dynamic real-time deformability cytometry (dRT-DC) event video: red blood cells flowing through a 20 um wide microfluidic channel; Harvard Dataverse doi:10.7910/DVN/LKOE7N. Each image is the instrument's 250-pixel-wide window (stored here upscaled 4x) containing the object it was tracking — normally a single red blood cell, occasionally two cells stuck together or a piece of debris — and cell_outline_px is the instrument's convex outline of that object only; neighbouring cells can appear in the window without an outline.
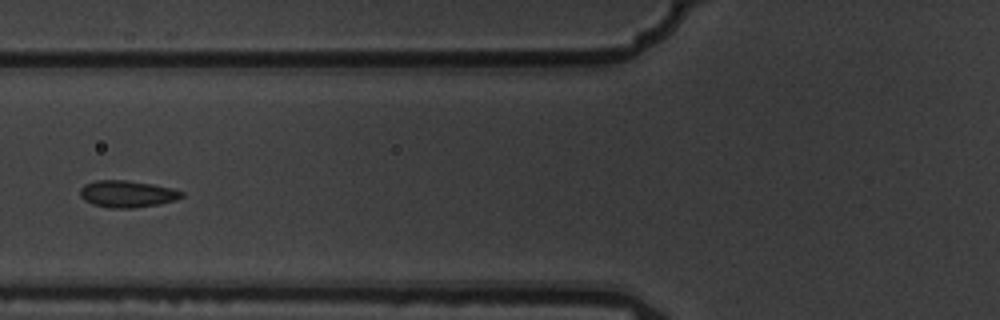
{"species": "common noctule bat (a hibernating species)", "species_latin": "Nyctalus noctula", "temperature_condition": "warm", "stored_images_in_passage": 8, "camera_frame_rate_fps": 3000, "um_per_image_px": 0.085, "animal": {"sex": "male", "body_mass_g": 19.5, "forearm_length_mm": 54.6}, "frame": {"image": 1, "passage_image": 5, "time_ms": 1.333, "image_size_px": [1000, 320], "cell_outline_px": [[184, 196], [176, 200], [160, 204], [132, 208], [108, 208], [92, 204], [84, 200], [80, 196], [80, 188], [84, 184], [96, 180], [128, 180], [152, 184], [172, 188], [184, 192]], "centroid_in_image_um": [10.81, 16.48], "position_along_channel_um": 115.0, "area_um2": 16.07}}
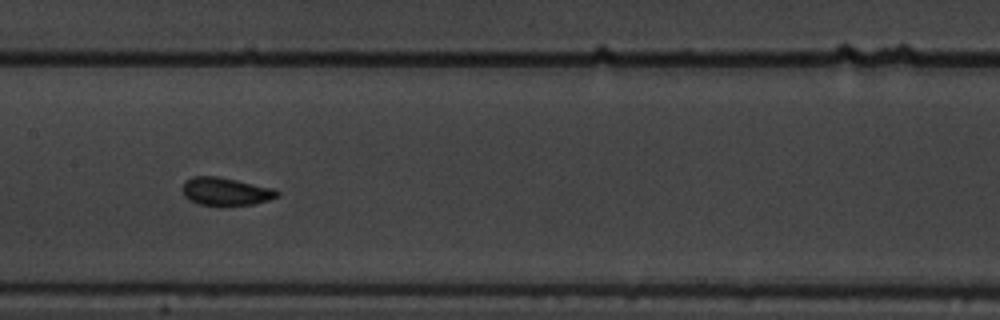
{"frame": {"image": 2, "passage_image": 7, "time_ms": 2.0, "image_size_px": [1000, 320], "cell_outline_px": [[280, 196], [256, 204], [228, 208], [216, 208], [200, 204], [188, 200], [184, 196], [180, 188], [184, 180], [192, 176], [216, 176], [276, 188], [280, 192]], "centroid_in_image_um": [19.17, 16.32], "position_along_channel_um": 188.2, "area_um2": 16.47}}
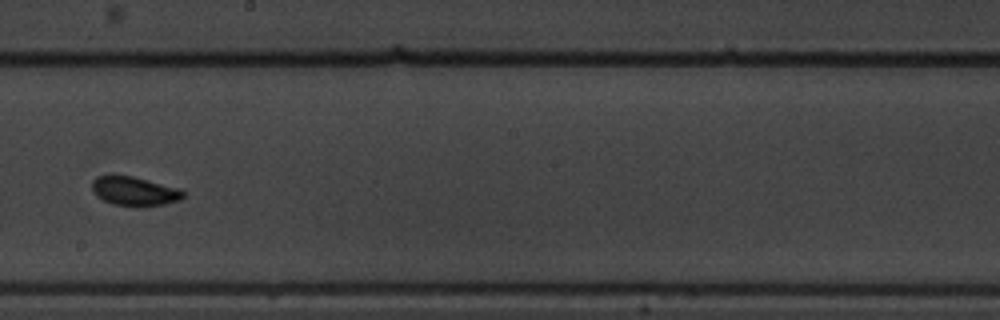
{"frame": {"image": 3, "passage_image": 8, "time_ms": 2.333, "image_size_px": [1000, 320], "cell_outline_px": [[184, 196], [180, 200], [164, 204], [140, 208], [136, 208], [112, 204], [96, 196], [92, 192], [92, 180], [96, 176], [132, 176], [180, 188], [184, 192]], "centroid_in_image_um": [11.43, 16.28], "position_along_channel_um": 236.8, "area_um2": 15.72}}